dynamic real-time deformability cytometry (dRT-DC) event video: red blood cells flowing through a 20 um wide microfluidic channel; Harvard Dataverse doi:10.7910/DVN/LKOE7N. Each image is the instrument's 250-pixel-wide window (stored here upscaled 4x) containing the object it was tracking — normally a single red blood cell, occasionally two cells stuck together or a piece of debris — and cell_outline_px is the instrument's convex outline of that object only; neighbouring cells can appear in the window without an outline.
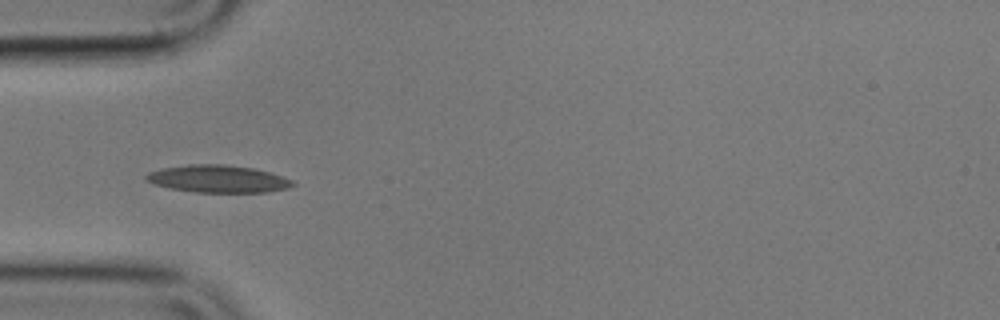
{"species": "common noctule bat (a hibernating species)", "species_latin": "Nyctalus noctula", "temperature_condition": "cold", "stored_images_in_passage": 7, "camera_frame_rate_fps": 3000, "um_per_image_px": 0.085, "animal": {"sex": "male", "body_mass_g": 17.9}, "frame": {"image": 1, "passage_image": 1, "time_ms": 0.0, "image_size_px": [1000, 320], "cell_outline_px": [[296, 184], [288, 188], [268, 192], [196, 192], [168, 188], [152, 184], [144, 180], [144, 176], [148, 172], [164, 168], [188, 164], [224, 164], [256, 168], [284, 176], [292, 180]], "centroid_in_image_um": [18.53, 15.2], "position_along_channel_um": 66.5, "area_um2": 23.7}}